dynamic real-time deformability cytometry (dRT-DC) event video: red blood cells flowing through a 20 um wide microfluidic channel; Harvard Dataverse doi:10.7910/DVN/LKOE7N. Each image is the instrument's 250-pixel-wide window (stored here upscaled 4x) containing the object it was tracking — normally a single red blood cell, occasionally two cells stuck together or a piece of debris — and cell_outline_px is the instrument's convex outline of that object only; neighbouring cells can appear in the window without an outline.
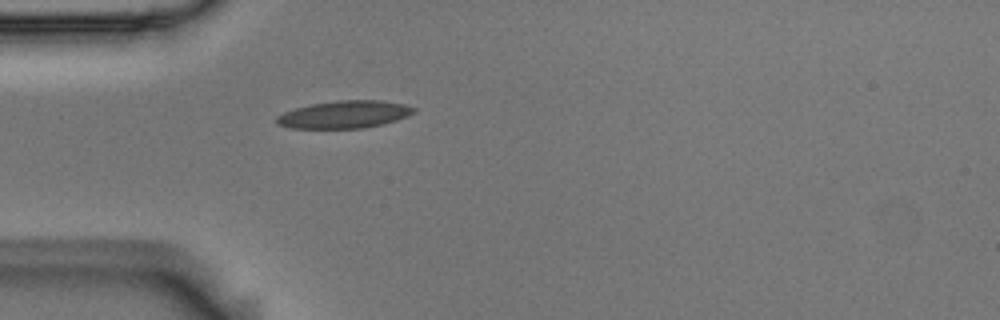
{"species": "Egyptian fruit bat (a non-hibernating species)", "species_latin": "Rousettus aegyptiacus", "temperature_condition": "room temperature", "stored_images_in_passage": 36, "camera_frame_rate_fps": 3000, "um_per_image_px": 0.085, "animal": {"sex": "male"}, "frame": {"image": 1, "passage_image": 1, "time_ms": 0.0, "image_size_px": [1000, 320], "cell_outline_px": [[416, 112], [408, 116], [396, 120], [364, 128], [292, 128], [276, 124], [276, 116], [284, 112], [296, 108], [312, 104], [340, 100], [380, 100], [404, 104], [416, 108]], "centroid_in_image_um": [29.28, 9.73], "position_along_channel_um": 55.7, "area_um2": 21.85}}
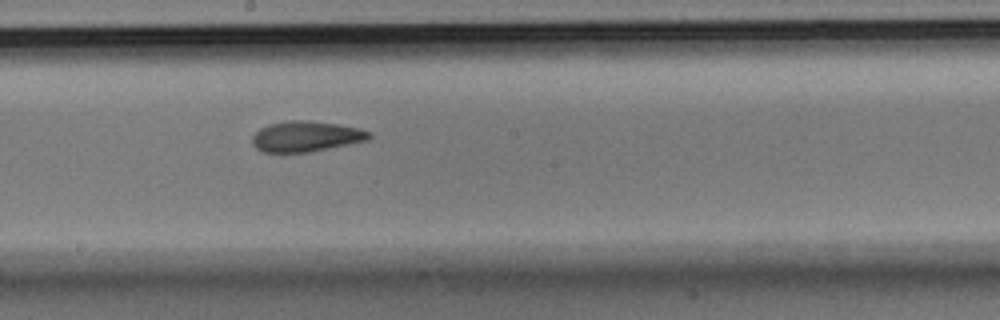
{"frame": {"image": 2, "passage_image": 15, "time_ms": 4.667, "image_size_px": [1000, 320], "cell_outline_px": [[372, 136], [368, 140], [308, 152], [264, 152], [256, 148], [252, 144], [252, 136], [260, 128], [268, 124], [284, 120], [308, 120], [336, 124], [356, 128], [372, 132]], "centroid_in_image_um": [25.97, 11.58], "position_along_channel_um": 222.2, "area_um2": 20.75}}
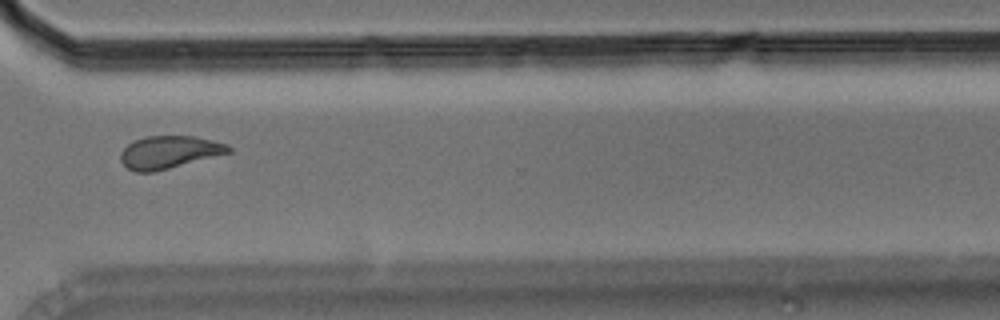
{"frame": {"image": 3, "passage_image": 26, "time_ms": 8.333, "image_size_px": [1000, 320], "cell_outline_px": [[232, 152], [152, 172], [136, 172], [128, 168], [120, 160], [120, 152], [128, 144], [136, 140], [148, 136], [196, 136], [228, 144], [232, 148]], "centroid_in_image_um": [14.39, 12.92], "position_along_channel_um": 356.2, "area_um2": 20.35}, "authors_computed_cell_mechanics": {"area_um2": 21.1548, "velocity_mm_per_s": 3.6565, "shape_relaxation_time_tau1_ms": 8.066, "shape_relaxation_time_tau2_ms": 2.1357, "deformation_change_tau1": 0.1738, "deformation_change_tau2": 0.0885}}